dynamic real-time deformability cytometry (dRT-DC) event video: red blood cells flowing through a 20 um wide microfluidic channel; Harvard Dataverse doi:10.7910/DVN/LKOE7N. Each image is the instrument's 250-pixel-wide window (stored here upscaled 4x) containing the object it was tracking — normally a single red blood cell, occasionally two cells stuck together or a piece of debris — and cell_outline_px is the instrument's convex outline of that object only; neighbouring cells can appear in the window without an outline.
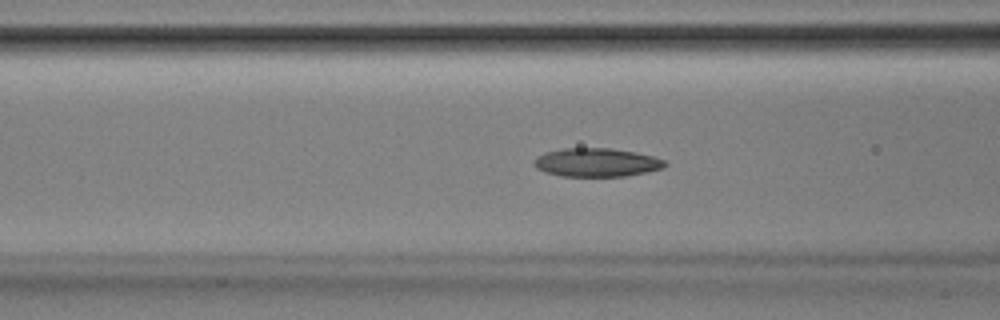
{"species": "Egyptian fruit bat (a non-hibernating species)", "species_latin": "Rousettus aegyptiacus", "temperature_condition": "room temperature", "stored_images_in_passage": 51, "camera_frame_rate_fps": 3000, "um_per_image_px": 0.085, "animal": {"sex": "male"}, "frame": {"image": 1, "passage_image": 19, "time_ms": 6.0, "image_size_px": [1000, 320], "cell_outline_px": [[668, 164], [664, 168], [624, 176], [560, 176], [544, 172], [536, 168], [532, 164], [532, 160], [536, 156], [544, 152], [564, 148], [612, 148], [636, 152], [652, 156], [664, 160]], "centroid_in_image_um": [50.65, 13.8], "position_along_channel_um": 115.9, "area_um2": 21.96}}
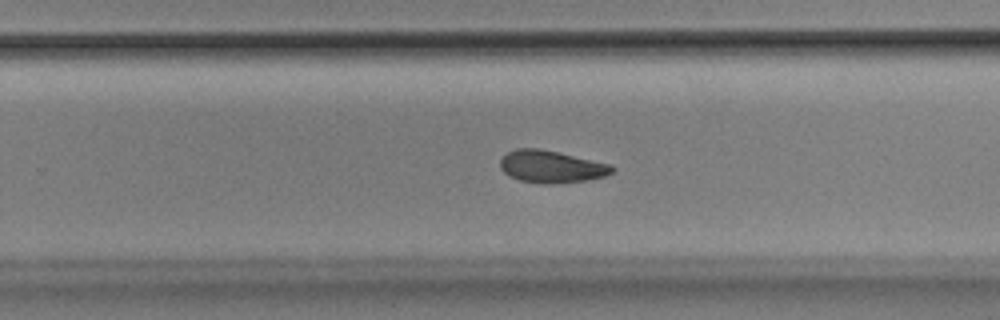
{"frame": {"image": 2, "passage_image": 32, "time_ms": 10.333, "image_size_px": [1000, 320], "cell_outline_px": [[616, 168], [612, 172], [604, 176], [588, 180], [544, 184], [520, 180], [508, 176], [500, 168], [500, 160], [508, 152], [516, 148], [536, 148], [556, 152], [612, 164]], "centroid_in_image_um": [46.86, 14.16], "position_along_channel_um": 282.9, "area_um2": 20.87}}
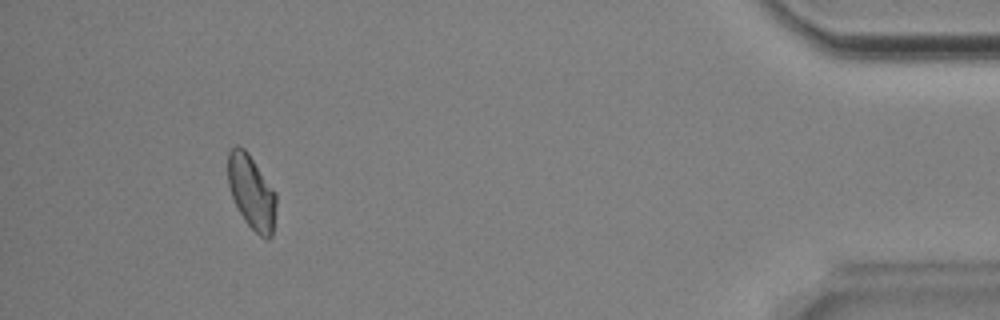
{"frame": {"image": 3, "passage_image": 47, "time_ms": 15.333, "image_size_px": [1000, 320], "cell_outline_px": [[276, 204], [272, 236], [268, 240], [260, 236], [244, 220], [232, 196], [228, 184], [228, 152], [236, 144], [244, 148], [248, 152], [276, 192]], "centroid_in_image_um": [21.39, 16.31], "position_along_channel_um": 413.8, "area_um2": 20.75}, "authors_computed_cell_mechanics": {"area_um2": 21.2126, "velocity_mm_per_s": 3.8704, "shape_relaxation_time_tau1_ms": 3.841, "shape_relaxation_time_tau2_ms": 3.8381, "deformation_change_tau1": 0.1026, "deformation_change_tau2": 0.087}}